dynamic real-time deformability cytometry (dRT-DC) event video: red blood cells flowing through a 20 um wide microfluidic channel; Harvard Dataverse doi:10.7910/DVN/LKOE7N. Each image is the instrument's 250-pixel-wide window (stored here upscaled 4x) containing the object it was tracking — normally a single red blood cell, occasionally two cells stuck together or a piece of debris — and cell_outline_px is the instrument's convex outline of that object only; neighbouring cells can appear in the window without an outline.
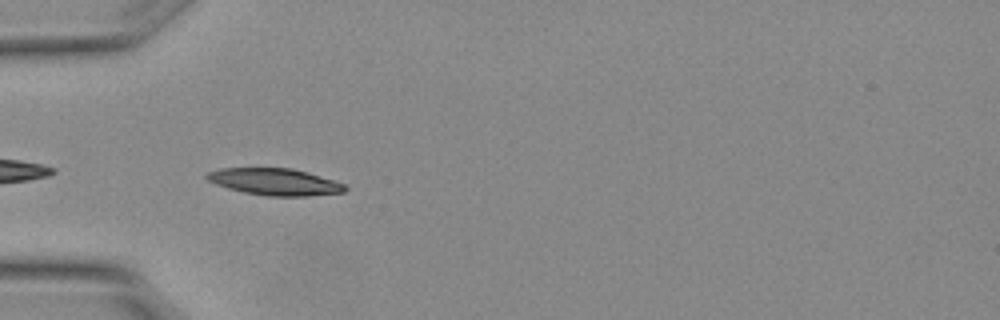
{"species": "Egyptian fruit bat (a non-hibernating species)", "species_latin": "Rousettus aegyptiacus", "temperature_condition": "warm", "stored_images_in_passage": 5, "camera_frame_rate_fps": 3000, "um_per_image_px": 0.085, "animal": {"sex": "female"}, "frame": {"image": 1, "passage_image": 4, "time_ms": 1.0, "image_size_px": [1000, 320], "cell_outline_px": [[348, 188], [344, 192], [308, 196], [268, 196], [244, 192], [228, 188], [216, 184], [208, 180], [204, 176], [208, 172], [220, 168], [292, 168], [308, 172], [336, 180], [344, 184]], "centroid_in_image_um": [23.39, 15.45], "position_along_channel_um": 61.6, "area_um2": 21.68}}
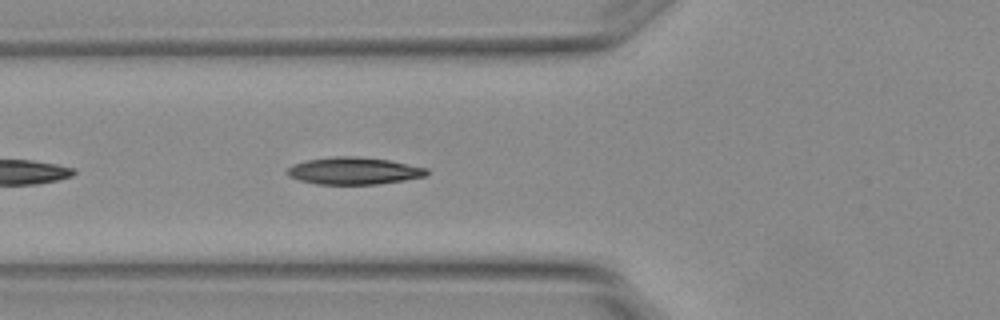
{"frame": {"image": 2, "passage_image": 5, "time_ms": 1.333, "image_size_px": [1000, 320], "cell_outline_px": [[428, 176], [404, 180], [376, 184], [316, 184], [300, 180], [288, 176], [284, 172], [292, 164], [308, 160], [332, 156], [352, 156], [388, 160], [428, 168]], "centroid_in_image_um": [30.06, 14.52], "position_along_channel_um": 95.7, "area_um2": 22.08}}